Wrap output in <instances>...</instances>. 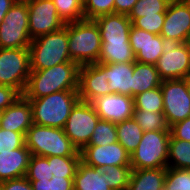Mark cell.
<instances>
[{"label": "cell", "instance_id": "obj_13", "mask_svg": "<svg viewBox=\"0 0 190 190\" xmlns=\"http://www.w3.org/2000/svg\"><path fill=\"white\" fill-rule=\"evenodd\" d=\"M28 7L31 39L57 31L65 26L52 0H25Z\"/></svg>", "mask_w": 190, "mask_h": 190}, {"label": "cell", "instance_id": "obj_24", "mask_svg": "<svg viewBox=\"0 0 190 190\" xmlns=\"http://www.w3.org/2000/svg\"><path fill=\"white\" fill-rule=\"evenodd\" d=\"M162 79L154 64L134 62L132 97L161 86Z\"/></svg>", "mask_w": 190, "mask_h": 190}, {"label": "cell", "instance_id": "obj_17", "mask_svg": "<svg viewBox=\"0 0 190 190\" xmlns=\"http://www.w3.org/2000/svg\"><path fill=\"white\" fill-rule=\"evenodd\" d=\"M90 103L101 120L117 124L133 118V97L119 93H110L97 97Z\"/></svg>", "mask_w": 190, "mask_h": 190}, {"label": "cell", "instance_id": "obj_21", "mask_svg": "<svg viewBox=\"0 0 190 190\" xmlns=\"http://www.w3.org/2000/svg\"><path fill=\"white\" fill-rule=\"evenodd\" d=\"M30 157L31 152L25 145L9 152H0V182L25 177Z\"/></svg>", "mask_w": 190, "mask_h": 190}, {"label": "cell", "instance_id": "obj_18", "mask_svg": "<svg viewBox=\"0 0 190 190\" xmlns=\"http://www.w3.org/2000/svg\"><path fill=\"white\" fill-rule=\"evenodd\" d=\"M110 93L105 71L97 63L80 66L78 94L81 101L91 102L97 97Z\"/></svg>", "mask_w": 190, "mask_h": 190}, {"label": "cell", "instance_id": "obj_12", "mask_svg": "<svg viewBox=\"0 0 190 190\" xmlns=\"http://www.w3.org/2000/svg\"><path fill=\"white\" fill-rule=\"evenodd\" d=\"M160 35L167 43H186L190 35V0H171Z\"/></svg>", "mask_w": 190, "mask_h": 190}, {"label": "cell", "instance_id": "obj_42", "mask_svg": "<svg viewBox=\"0 0 190 190\" xmlns=\"http://www.w3.org/2000/svg\"><path fill=\"white\" fill-rule=\"evenodd\" d=\"M138 0H114V13L129 15Z\"/></svg>", "mask_w": 190, "mask_h": 190}, {"label": "cell", "instance_id": "obj_38", "mask_svg": "<svg viewBox=\"0 0 190 190\" xmlns=\"http://www.w3.org/2000/svg\"><path fill=\"white\" fill-rule=\"evenodd\" d=\"M164 20L165 13H158V16H143L141 18H136L132 22V25L147 32L160 35Z\"/></svg>", "mask_w": 190, "mask_h": 190}, {"label": "cell", "instance_id": "obj_30", "mask_svg": "<svg viewBox=\"0 0 190 190\" xmlns=\"http://www.w3.org/2000/svg\"><path fill=\"white\" fill-rule=\"evenodd\" d=\"M134 110L163 112V96L160 87L147 90L134 97Z\"/></svg>", "mask_w": 190, "mask_h": 190}, {"label": "cell", "instance_id": "obj_37", "mask_svg": "<svg viewBox=\"0 0 190 190\" xmlns=\"http://www.w3.org/2000/svg\"><path fill=\"white\" fill-rule=\"evenodd\" d=\"M25 145V134L0 128V152H9Z\"/></svg>", "mask_w": 190, "mask_h": 190}, {"label": "cell", "instance_id": "obj_23", "mask_svg": "<svg viewBox=\"0 0 190 190\" xmlns=\"http://www.w3.org/2000/svg\"><path fill=\"white\" fill-rule=\"evenodd\" d=\"M74 190H111L107 173L102 169L87 166L83 162L78 164L74 180Z\"/></svg>", "mask_w": 190, "mask_h": 190}, {"label": "cell", "instance_id": "obj_25", "mask_svg": "<svg viewBox=\"0 0 190 190\" xmlns=\"http://www.w3.org/2000/svg\"><path fill=\"white\" fill-rule=\"evenodd\" d=\"M166 168L132 170L127 190H162Z\"/></svg>", "mask_w": 190, "mask_h": 190}, {"label": "cell", "instance_id": "obj_33", "mask_svg": "<svg viewBox=\"0 0 190 190\" xmlns=\"http://www.w3.org/2000/svg\"><path fill=\"white\" fill-rule=\"evenodd\" d=\"M117 141L116 124L99 119L87 145L104 146Z\"/></svg>", "mask_w": 190, "mask_h": 190}, {"label": "cell", "instance_id": "obj_15", "mask_svg": "<svg viewBox=\"0 0 190 190\" xmlns=\"http://www.w3.org/2000/svg\"><path fill=\"white\" fill-rule=\"evenodd\" d=\"M79 152L81 162L90 167L130 166V154L118 141L104 146L86 145Z\"/></svg>", "mask_w": 190, "mask_h": 190}, {"label": "cell", "instance_id": "obj_41", "mask_svg": "<svg viewBox=\"0 0 190 190\" xmlns=\"http://www.w3.org/2000/svg\"><path fill=\"white\" fill-rule=\"evenodd\" d=\"M0 190H33L26 177L0 182Z\"/></svg>", "mask_w": 190, "mask_h": 190}, {"label": "cell", "instance_id": "obj_7", "mask_svg": "<svg viewBox=\"0 0 190 190\" xmlns=\"http://www.w3.org/2000/svg\"><path fill=\"white\" fill-rule=\"evenodd\" d=\"M170 131H146L130 155L132 170L167 168Z\"/></svg>", "mask_w": 190, "mask_h": 190}, {"label": "cell", "instance_id": "obj_26", "mask_svg": "<svg viewBox=\"0 0 190 190\" xmlns=\"http://www.w3.org/2000/svg\"><path fill=\"white\" fill-rule=\"evenodd\" d=\"M135 62L129 41L102 42L98 63Z\"/></svg>", "mask_w": 190, "mask_h": 190}, {"label": "cell", "instance_id": "obj_19", "mask_svg": "<svg viewBox=\"0 0 190 190\" xmlns=\"http://www.w3.org/2000/svg\"><path fill=\"white\" fill-rule=\"evenodd\" d=\"M33 125L32 106L23 95L1 112L0 128L26 134Z\"/></svg>", "mask_w": 190, "mask_h": 190}, {"label": "cell", "instance_id": "obj_40", "mask_svg": "<svg viewBox=\"0 0 190 190\" xmlns=\"http://www.w3.org/2000/svg\"><path fill=\"white\" fill-rule=\"evenodd\" d=\"M21 94L14 88L0 85V112L13 104Z\"/></svg>", "mask_w": 190, "mask_h": 190}, {"label": "cell", "instance_id": "obj_45", "mask_svg": "<svg viewBox=\"0 0 190 190\" xmlns=\"http://www.w3.org/2000/svg\"><path fill=\"white\" fill-rule=\"evenodd\" d=\"M186 44H187V46H188V48L190 50V35L187 38Z\"/></svg>", "mask_w": 190, "mask_h": 190}, {"label": "cell", "instance_id": "obj_43", "mask_svg": "<svg viewBox=\"0 0 190 190\" xmlns=\"http://www.w3.org/2000/svg\"><path fill=\"white\" fill-rule=\"evenodd\" d=\"M16 1L17 0H0V24L3 22L6 13Z\"/></svg>", "mask_w": 190, "mask_h": 190}, {"label": "cell", "instance_id": "obj_8", "mask_svg": "<svg viewBox=\"0 0 190 190\" xmlns=\"http://www.w3.org/2000/svg\"><path fill=\"white\" fill-rule=\"evenodd\" d=\"M30 72L29 48H0V85L14 88L22 95Z\"/></svg>", "mask_w": 190, "mask_h": 190}, {"label": "cell", "instance_id": "obj_3", "mask_svg": "<svg viewBox=\"0 0 190 190\" xmlns=\"http://www.w3.org/2000/svg\"><path fill=\"white\" fill-rule=\"evenodd\" d=\"M27 100L32 106L33 124L63 129L80 98L78 90H64Z\"/></svg>", "mask_w": 190, "mask_h": 190}, {"label": "cell", "instance_id": "obj_2", "mask_svg": "<svg viewBox=\"0 0 190 190\" xmlns=\"http://www.w3.org/2000/svg\"><path fill=\"white\" fill-rule=\"evenodd\" d=\"M79 69L75 62H64L44 70H31L22 95L36 99L54 92L78 90Z\"/></svg>", "mask_w": 190, "mask_h": 190}, {"label": "cell", "instance_id": "obj_5", "mask_svg": "<svg viewBox=\"0 0 190 190\" xmlns=\"http://www.w3.org/2000/svg\"><path fill=\"white\" fill-rule=\"evenodd\" d=\"M101 45L100 30L94 20L68 23L70 58L79 66L98 63Z\"/></svg>", "mask_w": 190, "mask_h": 190}, {"label": "cell", "instance_id": "obj_6", "mask_svg": "<svg viewBox=\"0 0 190 190\" xmlns=\"http://www.w3.org/2000/svg\"><path fill=\"white\" fill-rule=\"evenodd\" d=\"M25 146L31 155L80 156L77 147L61 128L33 124L25 134Z\"/></svg>", "mask_w": 190, "mask_h": 190}, {"label": "cell", "instance_id": "obj_11", "mask_svg": "<svg viewBox=\"0 0 190 190\" xmlns=\"http://www.w3.org/2000/svg\"><path fill=\"white\" fill-rule=\"evenodd\" d=\"M163 113L169 126L190 117V96L185 79L163 80Z\"/></svg>", "mask_w": 190, "mask_h": 190}, {"label": "cell", "instance_id": "obj_44", "mask_svg": "<svg viewBox=\"0 0 190 190\" xmlns=\"http://www.w3.org/2000/svg\"><path fill=\"white\" fill-rule=\"evenodd\" d=\"M185 81H186V86H187L188 93L190 96V74L185 78Z\"/></svg>", "mask_w": 190, "mask_h": 190}, {"label": "cell", "instance_id": "obj_9", "mask_svg": "<svg viewBox=\"0 0 190 190\" xmlns=\"http://www.w3.org/2000/svg\"><path fill=\"white\" fill-rule=\"evenodd\" d=\"M28 7L25 0H17L0 24V48H29Z\"/></svg>", "mask_w": 190, "mask_h": 190}, {"label": "cell", "instance_id": "obj_27", "mask_svg": "<svg viewBox=\"0 0 190 190\" xmlns=\"http://www.w3.org/2000/svg\"><path fill=\"white\" fill-rule=\"evenodd\" d=\"M116 132L118 142L126 149L130 155L136 150L144 133L134 118H130L128 120L117 123Z\"/></svg>", "mask_w": 190, "mask_h": 190}, {"label": "cell", "instance_id": "obj_36", "mask_svg": "<svg viewBox=\"0 0 190 190\" xmlns=\"http://www.w3.org/2000/svg\"><path fill=\"white\" fill-rule=\"evenodd\" d=\"M83 13L84 19L87 20L114 13V0H85Z\"/></svg>", "mask_w": 190, "mask_h": 190}, {"label": "cell", "instance_id": "obj_29", "mask_svg": "<svg viewBox=\"0 0 190 190\" xmlns=\"http://www.w3.org/2000/svg\"><path fill=\"white\" fill-rule=\"evenodd\" d=\"M134 120L140 125L144 132L146 131H170V126L167 123L166 117L163 112L155 113L134 110Z\"/></svg>", "mask_w": 190, "mask_h": 190}, {"label": "cell", "instance_id": "obj_10", "mask_svg": "<svg viewBox=\"0 0 190 190\" xmlns=\"http://www.w3.org/2000/svg\"><path fill=\"white\" fill-rule=\"evenodd\" d=\"M99 119L90 102L79 100L72 108L63 129L79 151L89 143Z\"/></svg>", "mask_w": 190, "mask_h": 190}, {"label": "cell", "instance_id": "obj_39", "mask_svg": "<svg viewBox=\"0 0 190 190\" xmlns=\"http://www.w3.org/2000/svg\"><path fill=\"white\" fill-rule=\"evenodd\" d=\"M170 135L173 138L190 142V117L170 126Z\"/></svg>", "mask_w": 190, "mask_h": 190}, {"label": "cell", "instance_id": "obj_28", "mask_svg": "<svg viewBox=\"0 0 190 190\" xmlns=\"http://www.w3.org/2000/svg\"><path fill=\"white\" fill-rule=\"evenodd\" d=\"M167 161L169 168L190 169V142L170 135Z\"/></svg>", "mask_w": 190, "mask_h": 190}, {"label": "cell", "instance_id": "obj_16", "mask_svg": "<svg viewBox=\"0 0 190 190\" xmlns=\"http://www.w3.org/2000/svg\"><path fill=\"white\" fill-rule=\"evenodd\" d=\"M129 43L135 54V61L156 64L168 44L161 35L131 26Z\"/></svg>", "mask_w": 190, "mask_h": 190}, {"label": "cell", "instance_id": "obj_4", "mask_svg": "<svg viewBox=\"0 0 190 190\" xmlns=\"http://www.w3.org/2000/svg\"><path fill=\"white\" fill-rule=\"evenodd\" d=\"M29 52L31 70H44L64 62H74L68 50V24L32 39Z\"/></svg>", "mask_w": 190, "mask_h": 190}, {"label": "cell", "instance_id": "obj_31", "mask_svg": "<svg viewBox=\"0 0 190 190\" xmlns=\"http://www.w3.org/2000/svg\"><path fill=\"white\" fill-rule=\"evenodd\" d=\"M171 0H138L128 17L131 22L143 16H158V13H166Z\"/></svg>", "mask_w": 190, "mask_h": 190}, {"label": "cell", "instance_id": "obj_34", "mask_svg": "<svg viewBox=\"0 0 190 190\" xmlns=\"http://www.w3.org/2000/svg\"><path fill=\"white\" fill-rule=\"evenodd\" d=\"M102 170L107 173L111 190H127L132 172L131 166H108Z\"/></svg>", "mask_w": 190, "mask_h": 190}, {"label": "cell", "instance_id": "obj_14", "mask_svg": "<svg viewBox=\"0 0 190 190\" xmlns=\"http://www.w3.org/2000/svg\"><path fill=\"white\" fill-rule=\"evenodd\" d=\"M162 80L185 79L190 74V50L186 43H168L155 64Z\"/></svg>", "mask_w": 190, "mask_h": 190}, {"label": "cell", "instance_id": "obj_22", "mask_svg": "<svg viewBox=\"0 0 190 190\" xmlns=\"http://www.w3.org/2000/svg\"><path fill=\"white\" fill-rule=\"evenodd\" d=\"M104 71L111 93L132 97V76L134 62L97 63Z\"/></svg>", "mask_w": 190, "mask_h": 190}, {"label": "cell", "instance_id": "obj_1", "mask_svg": "<svg viewBox=\"0 0 190 190\" xmlns=\"http://www.w3.org/2000/svg\"><path fill=\"white\" fill-rule=\"evenodd\" d=\"M81 156L31 155L26 178L33 190H74L73 180Z\"/></svg>", "mask_w": 190, "mask_h": 190}, {"label": "cell", "instance_id": "obj_32", "mask_svg": "<svg viewBox=\"0 0 190 190\" xmlns=\"http://www.w3.org/2000/svg\"><path fill=\"white\" fill-rule=\"evenodd\" d=\"M58 16L65 23H74L84 19L83 3L80 0H52Z\"/></svg>", "mask_w": 190, "mask_h": 190}, {"label": "cell", "instance_id": "obj_20", "mask_svg": "<svg viewBox=\"0 0 190 190\" xmlns=\"http://www.w3.org/2000/svg\"><path fill=\"white\" fill-rule=\"evenodd\" d=\"M99 27L102 42L129 41L132 26L128 15L110 13L94 19Z\"/></svg>", "mask_w": 190, "mask_h": 190}, {"label": "cell", "instance_id": "obj_35", "mask_svg": "<svg viewBox=\"0 0 190 190\" xmlns=\"http://www.w3.org/2000/svg\"><path fill=\"white\" fill-rule=\"evenodd\" d=\"M164 187L167 190H190V169L167 167Z\"/></svg>", "mask_w": 190, "mask_h": 190}]
</instances>
